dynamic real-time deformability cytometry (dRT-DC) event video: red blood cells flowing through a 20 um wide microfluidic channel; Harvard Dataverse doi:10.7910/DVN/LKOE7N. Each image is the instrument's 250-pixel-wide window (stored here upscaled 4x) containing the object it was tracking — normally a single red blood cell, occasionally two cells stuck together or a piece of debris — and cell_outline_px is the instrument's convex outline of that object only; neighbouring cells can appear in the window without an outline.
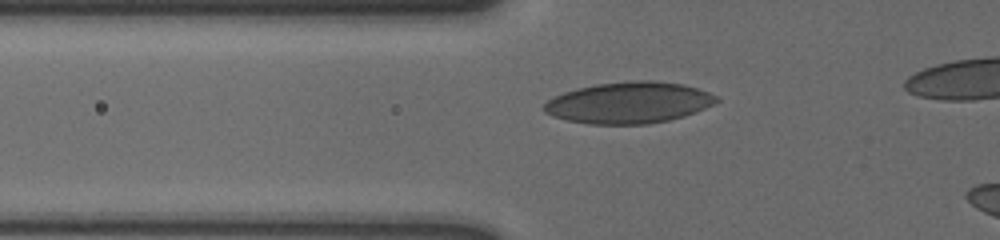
{"species": "human", "species_latin": "Homo sapiens", "temperature_condition": "cold", "stored_images_in_passage": 34, "camera_frame_rate_fps": 3000, "um_per_image_px": 0.085, "donor": {"sex": "male"}, "frame": {"image": 1, "passage_image": 2, "time_ms": 0.333, "image_size_px": [1000, 240], "cell_outline_px": [[720, 100], [704, 108], [684, 116], [668, 120], [648, 124], [588, 124], [568, 120], [552, 116], [544, 112], [540, 108], [548, 100], [564, 92], [576, 88], [596, 84], [628, 80], [652, 80], [684, 84], [708, 92], [716, 96]], "centroid_in_image_um": [53.42, 8.72], "position_along_channel_um": 72.4, "area_um2": 41.62}}
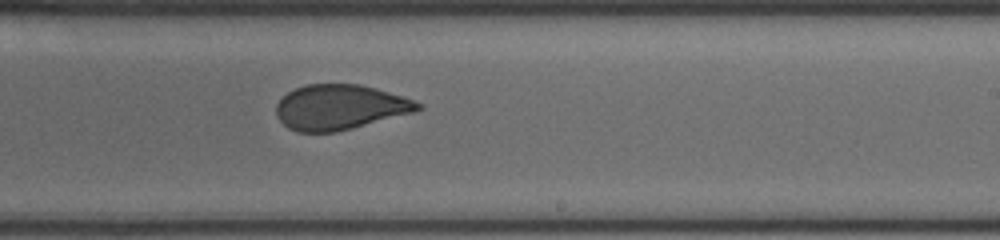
{"frame": {"image": 2, "passage_image": 18, "time_ms": 5.667, "image_size_px": [1000, 240], "cell_outline_px": [[424, 108], [412, 112], [352, 128], [336, 132], [296, 132], [288, 128], [276, 116], [276, 104], [288, 92], [296, 88], [308, 84], [360, 84], [376, 88], [424, 104]], "centroid_in_image_um": [28.86, 9.11], "position_along_channel_um": 260.1, "area_um2": 36.88}}
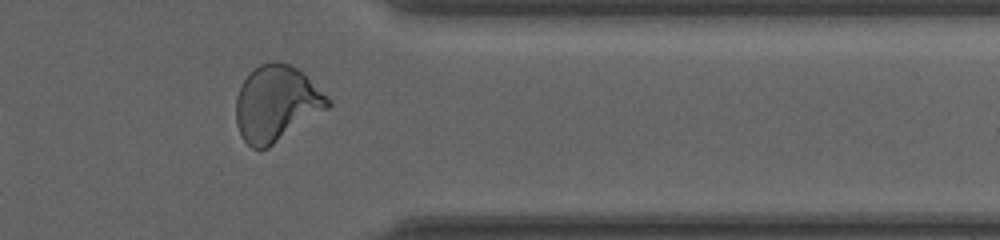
{"frame": {"image": 3, "passage_image": 29, "time_ms": 9.333, "image_size_px": [1000, 240], "cell_outline_px": [[332, 104], [328, 108], [268, 148], [252, 148], [240, 136], [236, 124], [236, 96], [244, 80], [260, 64], [272, 60], [276, 60], [288, 64], [296, 68], [332, 100]], "centroid_in_image_um": [23.48, 8.81], "position_along_channel_um": 387.9, "area_um2": 40.17}}